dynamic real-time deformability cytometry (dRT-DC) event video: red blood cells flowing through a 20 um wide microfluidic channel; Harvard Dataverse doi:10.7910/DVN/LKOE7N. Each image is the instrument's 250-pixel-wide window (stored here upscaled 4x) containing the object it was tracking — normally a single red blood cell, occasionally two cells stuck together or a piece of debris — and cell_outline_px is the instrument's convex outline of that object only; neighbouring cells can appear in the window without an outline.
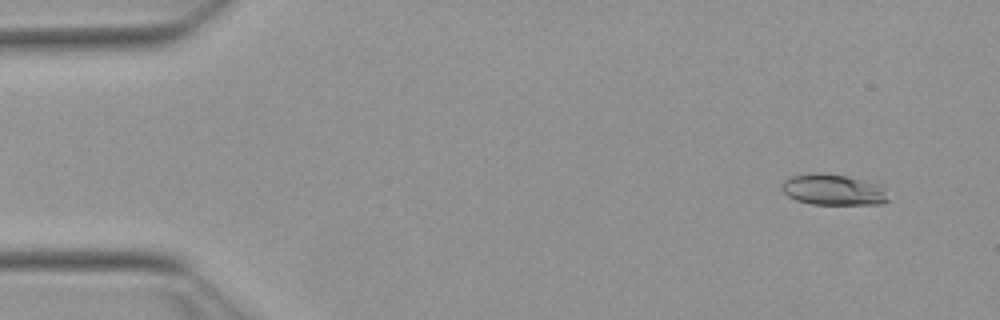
{"species": "Egyptian fruit bat (a non-hibernating species)", "species_latin": "Rousettus aegyptiacus", "temperature_condition": "warm", "stored_images_in_passage": 53, "camera_frame_rate_fps": 3000, "um_per_image_px": 0.085, "animal": {"sex": "female"}, "frame": {"image": 1, "passage_image": 4, "time_ms": 1.0, "image_size_px": [1000, 320], "cell_outline_px": [[888, 200], [880, 204], [812, 204], [796, 200], [788, 196], [780, 188], [780, 184], [788, 176], [848, 176], [884, 184]], "centroid_in_image_um": [70.89, 16.17], "position_along_channel_um": 14.1, "area_um2": 18.73}}
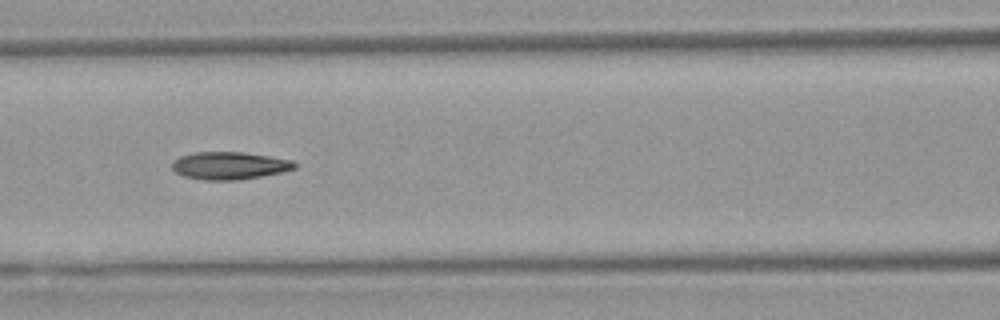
{"frame": {"image": 2, "passage_image": 23, "time_ms": 7.333, "image_size_px": [1000, 320], "cell_outline_px": [[296, 168], [284, 172], [240, 180], [204, 180], [184, 176], [176, 172], [172, 168], [172, 160], [180, 156], [196, 152], [244, 152], [292, 160], [296, 164]], "centroid_in_image_um": [19.51, 14.08], "position_along_channel_um": 147.1, "area_um2": 19.77}}
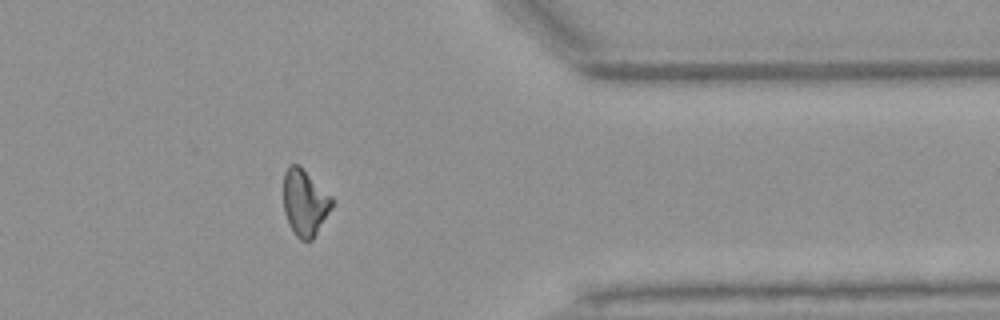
{"frame": {"image": 3, "passage_image": 43, "time_ms": 14.0, "image_size_px": [1000, 320], "cell_outline_px": [[332, 208], [312, 240], [300, 240], [296, 236], [284, 212], [284, 172], [288, 164], [300, 164], [332, 196]], "centroid_in_image_um": [25.91, 17.17], "position_along_channel_um": 385.5, "area_um2": 18.79}, "authors_computed_cell_mechanics": {"area_um2": 19.1896, "velocity_mm_per_s": 3.8338, "shape_relaxation_time_tau1_ms": null, "shape_relaxation_time_tau2_ms": 3.5379, "deformation_change_tau1": null, "deformation_change_tau2": 0.0988}}